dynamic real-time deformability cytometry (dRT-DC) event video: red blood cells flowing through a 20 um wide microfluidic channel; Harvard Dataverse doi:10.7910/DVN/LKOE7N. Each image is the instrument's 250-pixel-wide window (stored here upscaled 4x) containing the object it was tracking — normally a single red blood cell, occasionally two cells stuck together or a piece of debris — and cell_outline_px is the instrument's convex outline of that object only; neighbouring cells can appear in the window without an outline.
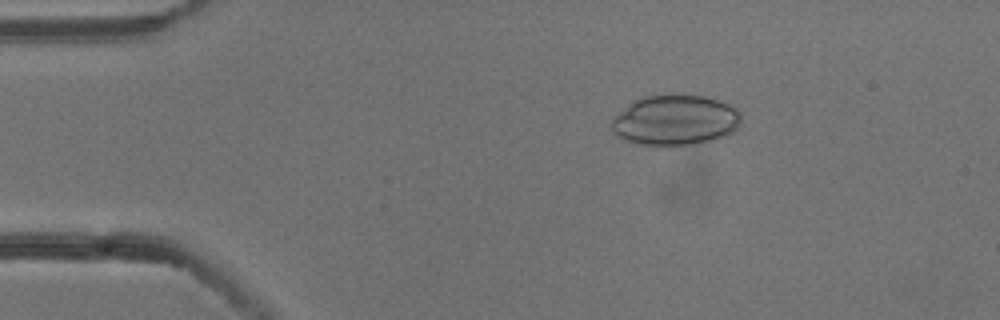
{"species": "common noctule bat (a hibernating species)", "species_latin": "Nyctalus noctula", "temperature_condition": "cold", "stored_images_in_passage": 3, "camera_frame_rate_fps": 3000, "um_per_image_px": 0.085, "animal": {"sex": "male", "body_mass_g": 13.3}, "frame": {"image": 1, "passage_image": 1, "time_ms": 0.0, "image_size_px": [1000, 320], "cell_outline_px": [[740, 124], [732, 132], [724, 136], [700, 144], [680, 148], [636, 144], [624, 140], [616, 136], [612, 132], [612, 116], [632, 100], [644, 96], [704, 96], [732, 104], [740, 112]], "centroid_in_image_um": [57.36, 10.26], "position_along_channel_um": 27.6, "area_um2": 38.9}}